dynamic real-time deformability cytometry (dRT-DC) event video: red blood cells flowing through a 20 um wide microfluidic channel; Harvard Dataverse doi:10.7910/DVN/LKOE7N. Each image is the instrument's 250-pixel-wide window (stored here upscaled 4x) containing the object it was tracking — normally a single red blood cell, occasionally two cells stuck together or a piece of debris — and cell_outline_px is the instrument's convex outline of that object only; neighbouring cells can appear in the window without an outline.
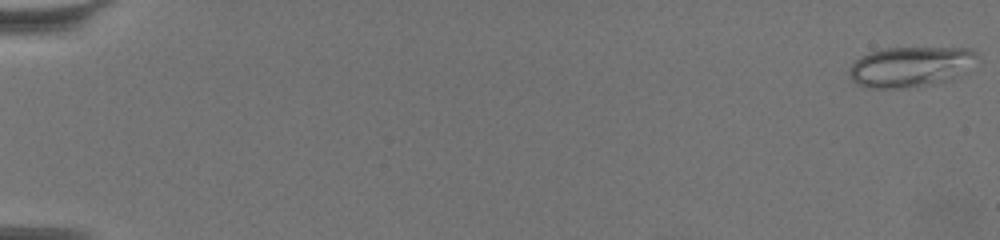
{"species": "common noctule bat (a hibernating species)", "species_latin": "Nyctalus noctula", "temperature_condition": "warm", "stored_images_in_passage": 64, "camera_frame_rate_fps": 3000, "um_per_image_px": 0.085, "animal": {"sex": "female", "body_mass_g": 19.5, "forearm_length_mm": 54.1}, "frame": {"image": 1, "passage_image": 1, "time_ms": 0.0, "image_size_px": [1000, 240], "cell_outline_px": [[980, 60], [948, 80], [932, 84], [904, 88], [864, 88], [856, 84], [848, 76], [848, 72], [852, 64], [856, 60], [872, 52], [884, 48], [972, 48], [980, 56]], "centroid_in_image_um": [77.39, 5.67], "position_along_channel_um": 7.6, "area_um2": 30.0}}
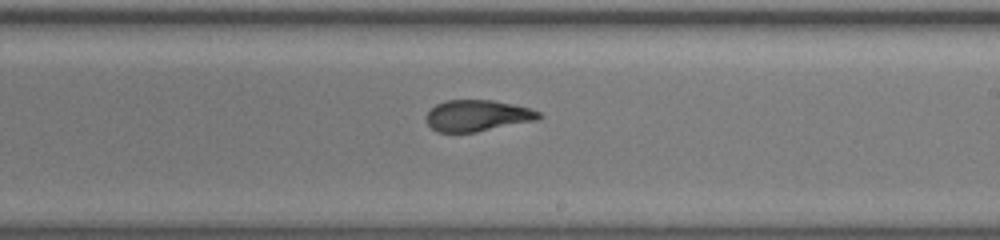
{"frame": {"image": 2, "passage_image": 40, "time_ms": 13.0, "image_size_px": [1000, 240], "cell_outline_px": [[544, 116], [540, 120], [476, 132], [436, 132], [428, 124], [428, 112], [436, 104], [444, 100], [492, 100], [512, 104], [528, 108], [540, 112]], "centroid_in_image_um": [40.63, 9.83], "position_along_channel_um": 248.4, "area_um2": 20.58}}
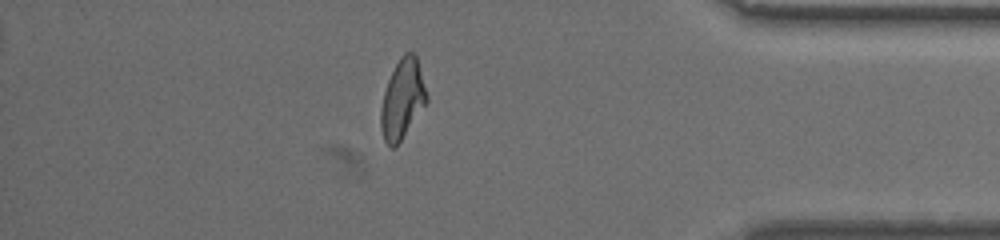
{"frame": {"image": 3, "passage_image": 56, "time_ms": 18.333, "image_size_px": [1000, 240], "cell_outline_px": [[428, 100], [396, 148], [392, 148], [384, 140], [380, 124], [380, 108], [384, 92], [388, 80], [400, 56], [404, 52], [412, 52], [416, 56], [428, 96]], "centroid_in_image_um": [34.19, 8.44], "position_along_channel_um": 401.0, "area_um2": 21.1}, "authors_computed_cell_mechanics": {"area_um2": 21.5305, "velocity_mm_per_s": 3.3676, "shape_relaxation_time_tau1_ms": null, "shape_relaxation_time_tau2_ms": 1.6105, "deformation_change_tau1": null, "deformation_change_tau2": 0.0896}}